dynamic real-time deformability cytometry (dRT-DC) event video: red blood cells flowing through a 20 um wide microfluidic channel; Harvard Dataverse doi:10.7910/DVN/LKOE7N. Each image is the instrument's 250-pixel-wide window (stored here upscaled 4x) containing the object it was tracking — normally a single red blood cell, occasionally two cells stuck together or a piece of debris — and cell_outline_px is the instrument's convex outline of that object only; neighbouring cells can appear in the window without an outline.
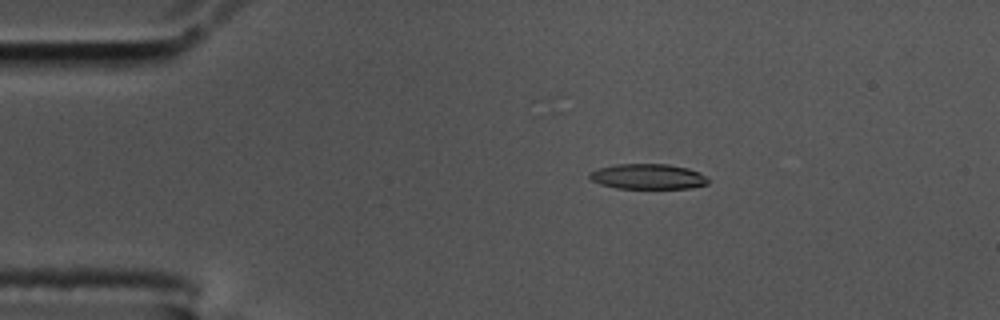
{"species": "common noctule bat (a hibernating species)", "species_latin": "Nyctalus noctula", "temperature_condition": "cold", "stored_images_in_passage": 57, "camera_frame_rate_fps": 3000, "um_per_image_px": 0.085, "animal": {"sex": "male", "body_mass_g": 17.5, "forearm_length_mm": 52.3}, "frame": {"image": 1, "passage_image": 10, "time_ms": 3.0, "image_size_px": [1000, 320], "cell_outline_px": [[708, 184], [688, 188], [616, 188], [600, 184], [592, 180], [588, 176], [588, 172], [596, 168], [616, 164], [668, 164], [688, 168], [700, 172], [708, 176]], "centroid_in_image_um": [55.06, 14.99], "position_along_channel_um": 29.9, "area_um2": 17.63}}
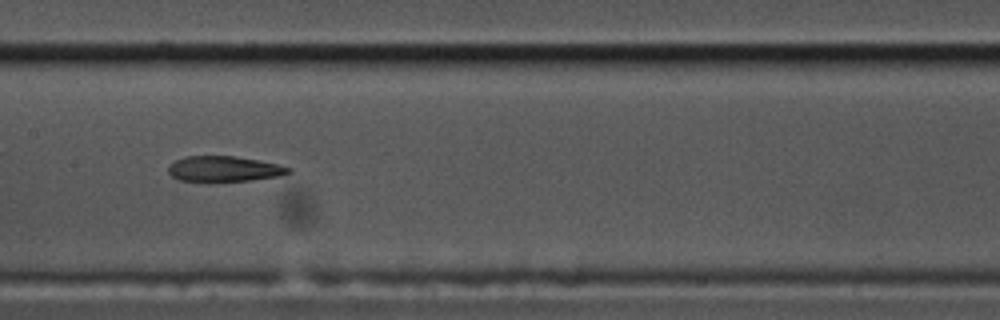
{"frame": {"image": 2, "passage_image": 28, "time_ms": 9.0, "image_size_px": [1000, 320], "cell_outline_px": [[292, 172], [280, 176], [252, 180], [180, 180], [172, 176], [168, 172], [168, 164], [184, 156], [236, 156], [260, 160], [292, 168]], "centroid_in_image_um": [19.07, 14.33], "position_along_channel_um": 188.3, "area_um2": 17.63}}
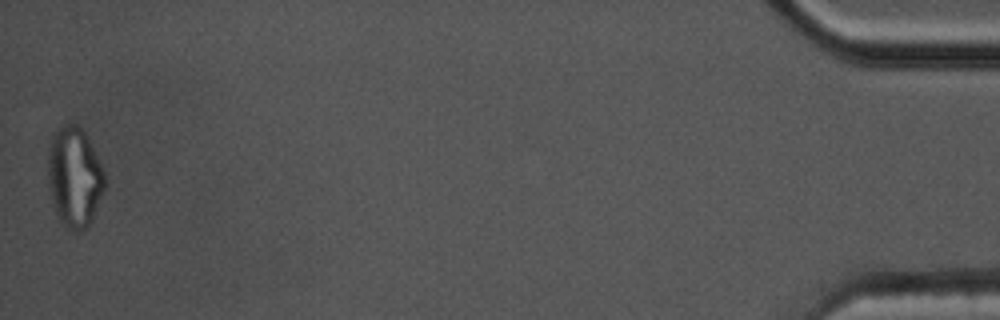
{"frame": {"image": 3, "passage_image": 57, "time_ms": 18.667, "image_size_px": [1000, 320], "cell_outline_px": [[104, 192], [92, 220], [88, 228], [84, 232], [72, 232], [64, 228], [60, 224], [56, 216], [48, 184], [48, 152], [52, 136], [64, 124], [76, 124], [84, 132], [104, 172]], "centroid_in_image_um": [6.31, 15.16], "position_along_channel_um": 428.9, "area_um2": 33.29}, "authors_computed_cell_mechanics": {"area_um2": 18.8428, "velocity_mm_per_s": 3.4692, "shape_relaxation_time_tau1_ms": null, "shape_relaxation_time_tau2_ms": 4.4576, "deformation_change_tau1": null, "deformation_change_tau2": 0.1196}}